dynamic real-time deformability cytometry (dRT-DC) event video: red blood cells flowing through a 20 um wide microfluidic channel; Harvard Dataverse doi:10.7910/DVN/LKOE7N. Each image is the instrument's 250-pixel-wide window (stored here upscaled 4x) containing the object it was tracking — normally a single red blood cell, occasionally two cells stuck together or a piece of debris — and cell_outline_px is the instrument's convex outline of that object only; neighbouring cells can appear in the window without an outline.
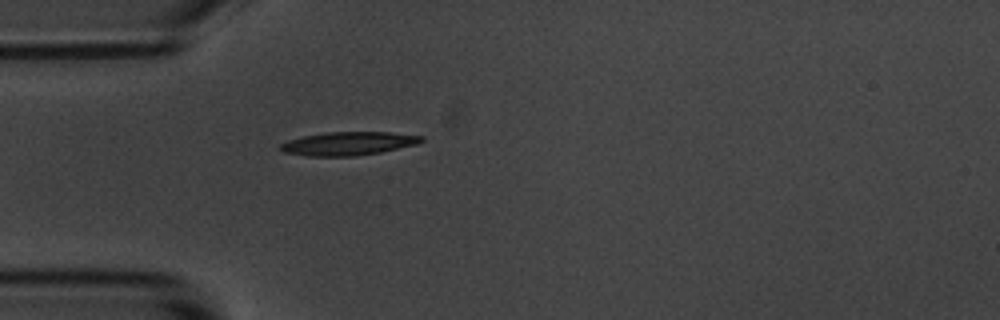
{"species": "common noctule bat (a hibernating species)", "species_latin": "Nyctalus noctula", "temperature_condition": "room temperature", "stored_images_in_passage": 37, "camera_frame_rate_fps": 3000, "um_per_image_px": 0.085, "animal": {"sex": "male", "body_mass_g": 20.1, "forearm_length_mm": 53.5}, "frame": {"image": 1, "passage_image": 1, "time_ms": 0.0, "image_size_px": [1000, 320], "cell_outline_px": [[424, 140], [416, 144], [380, 152], [356, 156], [308, 156], [284, 152], [276, 148], [280, 144], [288, 140], [304, 136], [328, 132], [388, 132], [424, 136]], "centroid_in_image_um": [29.57, 12.2], "position_along_channel_um": 55.4, "area_um2": 19.19}}
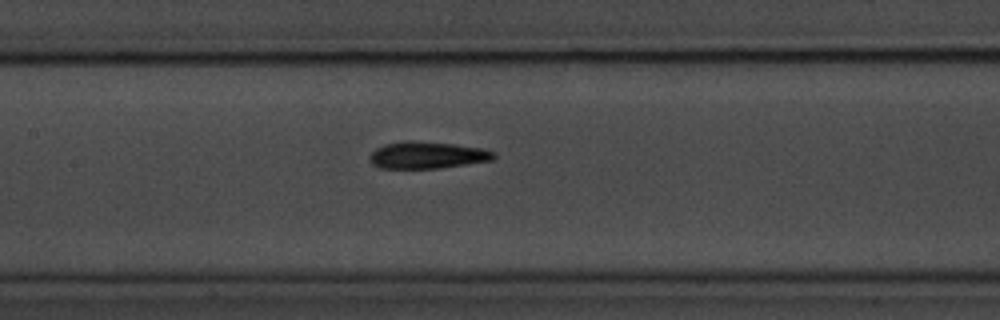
{"frame": {"image": 2, "passage_image": 11, "time_ms": 3.333, "image_size_px": [1000, 320], "cell_outline_px": [[496, 156], [492, 160], [440, 168], [380, 168], [372, 164], [368, 156], [376, 148], [384, 144], [404, 140], [416, 140], [456, 144], [480, 148], [496, 152]], "centroid_in_image_um": [36.29, 13.17], "position_along_channel_um": 171.1, "area_um2": 19.65}}
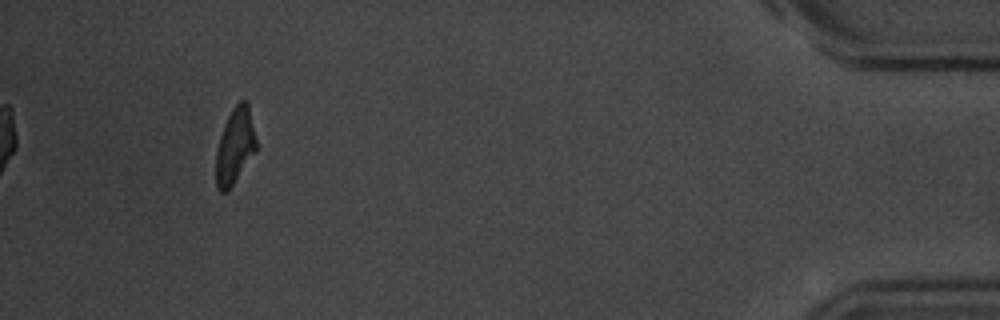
{"frame": {"image": 3, "passage_image": 37, "time_ms": 12.0, "image_size_px": [1000, 320], "cell_outline_px": [[256, 152], [232, 184], [224, 192], [220, 192], [216, 188], [216, 152], [220, 136], [224, 124], [232, 108], [240, 100], [244, 100], [248, 104], [256, 140]], "centroid_in_image_um": [19.96, 12.4], "position_along_channel_um": 415.2, "area_um2": 17.51}, "authors_computed_cell_mechanics": {"area_um2": 19.2474, "velocity_mm_per_s": 3.6054, "shape_relaxation_time_tau1_ms": 3.6784, "shape_relaxation_time_tau2_ms": 2.0988, "deformation_change_tau1": 0.1496, "deformation_change_tau2": 0.094}}